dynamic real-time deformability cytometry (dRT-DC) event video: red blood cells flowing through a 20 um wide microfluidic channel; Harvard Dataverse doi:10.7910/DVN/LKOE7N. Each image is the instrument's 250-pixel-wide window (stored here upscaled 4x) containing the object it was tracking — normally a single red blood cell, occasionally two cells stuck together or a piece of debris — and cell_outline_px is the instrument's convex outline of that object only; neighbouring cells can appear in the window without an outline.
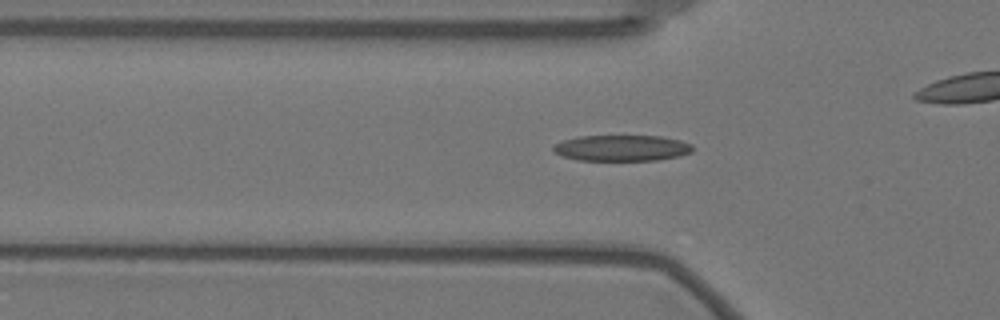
{"species": "Egyptian fruit bat (a non-hibernating species)", "species_latin": "Rousettus aegyptiacus", "temperature_condition": "warm", "stored_images_in_passage": 47, "camera_frame_rate_fps": 3000, "um_per_image_px": 0.085, "animal": {"sex": "female"}, "frame": {"image": 1, "passage_image": 19, "time_ms": 6.0, "image_size_px": [1000, 320], "cell_outline_px": [[692, 152], [680, 156], [656, 160], [576, 160], [560, 156], [552, 152], [552, 144], [576, 136], [660, 136], [680, 140], [692, 144]], "centroid_in_image_um": [52.79, 12.58], "position_along_channel_um": 73.0, "area_um2": 21.33}}
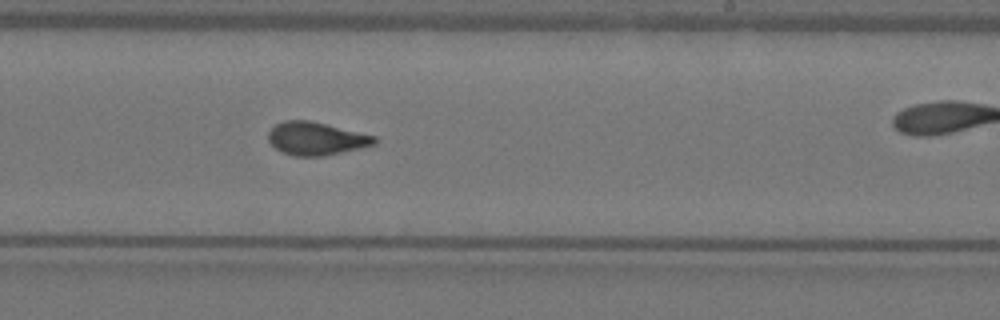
{"frame": {"image": 2, "passage_image": 35, "time_ms": 11.333, "image_size_px": [1000, 320], "cell_outline_px": [[376, 144], [360, 148], [324, 156], [292, 156], [280, 152], [268, 140], [268, 132], [276, 124], [284, 120], [308, 120], [376, 136]], "centroid_in_image_um": [26.84, 11.79], "position_along_channel_um": 262.2, "area_um2": 20.35}}
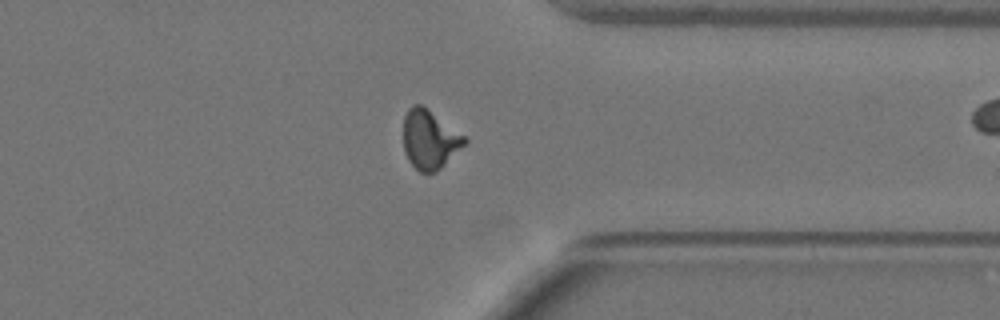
{"frame": {"image": 3, "passage_image": 45, "time_ms": 14.667, "image_size_px": [1000, 320], "cell_outline_px": [[468, 140], [436, 172], [420, 172], [408, 160], [404, 152], [404, 116], [408, 108], [412, 104], [420, 104], [464, 136]], "centroid_in_image_um": [36.47, 11.86], "position_along_channel_um": 374.9, "area_um2": 20.4}}